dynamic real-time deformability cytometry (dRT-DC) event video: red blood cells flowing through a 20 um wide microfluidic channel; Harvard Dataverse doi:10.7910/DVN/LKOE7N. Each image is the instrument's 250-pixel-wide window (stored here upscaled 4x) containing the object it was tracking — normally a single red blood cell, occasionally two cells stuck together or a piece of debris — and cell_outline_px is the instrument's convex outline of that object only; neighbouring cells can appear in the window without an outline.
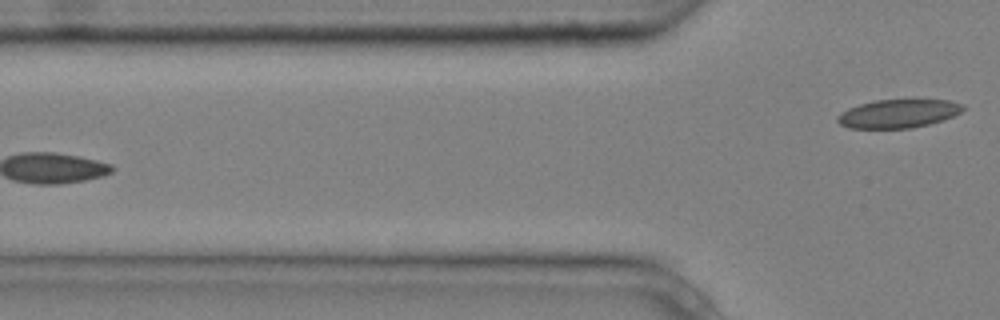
{"species": "common noctule bat (a hibernating species)", "species_latin": "Nyctalus noctula", "temperature_condition": "cold", "stored_images_in_passage": 6, "camera_frame_rate_fps": 3000, "um_per_image_px": 0.085, "animal": {"sex": "male", "body_mass_g": 20.4}, "frame": {"image": 1, "passage_image": 6, "time_ms": 1.667, "image_size_px": [1000, 320], "cell_outline_px": [[964, 108], [960, 112], [952, 116], [928, 124], [912, 128], [848, 128], [840, 124], [836, 120], [836, 116], [840, 112], [848, 108], [860, 104], [876, 100], [948, 100], [964, 104]], "centroid_in_image_um": [76.3, 9.66], "position_along_channel_um": 49.5, "area_um2": 20.69}}